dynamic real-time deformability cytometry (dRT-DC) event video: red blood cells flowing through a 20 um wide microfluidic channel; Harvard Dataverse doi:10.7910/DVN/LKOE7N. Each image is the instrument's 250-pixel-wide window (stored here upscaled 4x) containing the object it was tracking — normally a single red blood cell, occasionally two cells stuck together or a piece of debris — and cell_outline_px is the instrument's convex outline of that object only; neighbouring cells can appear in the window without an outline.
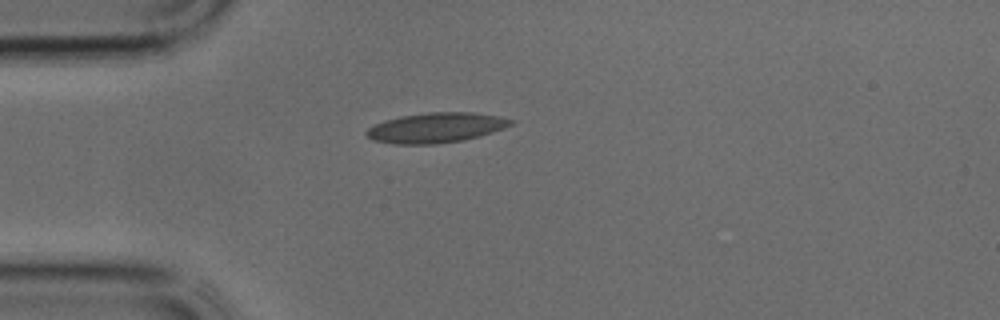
{"species": "common noctule bat (a hibernating species)", "species_latin": "Nyctalus noctula", "temperature_condition": "cold", "stored_images_in_passage": 25, "camera_frame_rate_fps": 3000, "um_per_image_px": 0.085, "animal": {"sex": "male", "body_mass_g": 17.9, "forearm_length_mm": 54.2}, "frame": {"image": 1, "passage_image": 1, "time_ms": 0.0, "image_size_px": [1000, 320], "cell_outline_px": [[516, 120], [512, 124], [504, 128], [480, 136], [464, 140], [436, 144], [392, 144], [372, 140], [364, 132], [372, 124], [384, 120], [400, 116], [428, 112], [472, 112], [500, 116]], "centroid_in_image_um": [37.04, 10.85], "position_along_channel_um": 48.0, "area_um2": 25.55}}
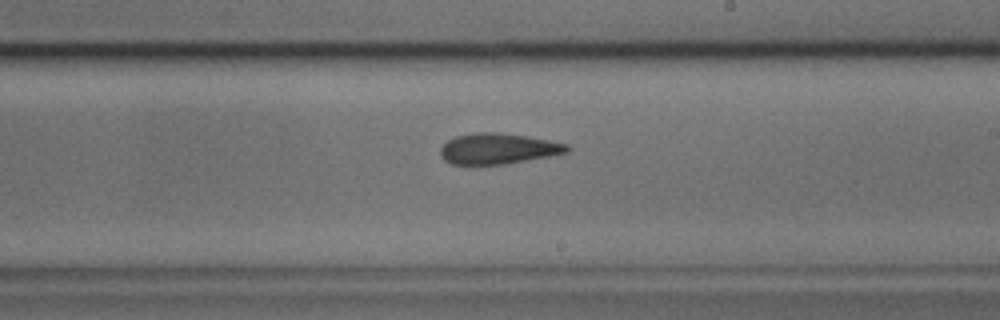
{"frame": {"image": 2, "passage_image": 13, "time_ms": 4.0, "image_size_px": [1000, 320], "cell_outline_px": [[572, 148], [568, 152], [548, 156], [504, 164], [452, 164], [444, 160], [440, 156], [440, 148], [448, 140], [456, 136], [476, 132], [500, 132], [528, 136], [568, 144]], "centroid_in_image_um": [42.33, 12.62], "position_along_channel_um": 246.7, "area_um2": 22.66}}
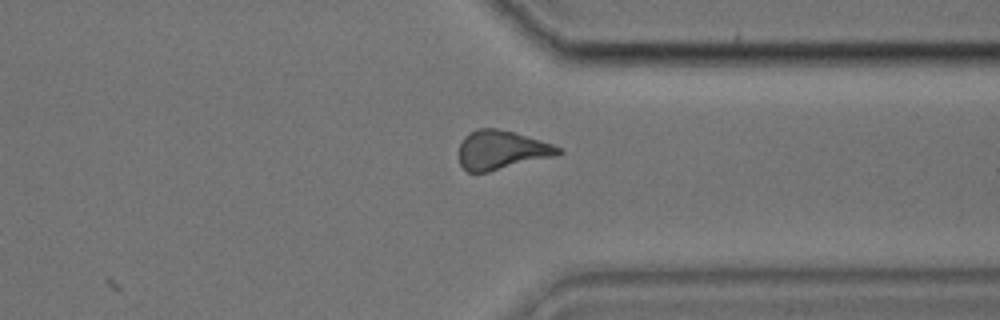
{"frame": {"image": 3, "passage_image": 20, "time_ms": 6.333, "image_size_px": [1000, 320], "cell_outline_px": [[564, 152], [556, 156], [488, 172], [468, 172], [460, 164], [460, 144], [464, 136], [480, 128], [496, 128], [512, 132], [552, 144], [564, 148]], "centroid_in_image_um": [42.66, 12.76], "position_along_channel_um": 368.7, "area_um2": 22.37}}